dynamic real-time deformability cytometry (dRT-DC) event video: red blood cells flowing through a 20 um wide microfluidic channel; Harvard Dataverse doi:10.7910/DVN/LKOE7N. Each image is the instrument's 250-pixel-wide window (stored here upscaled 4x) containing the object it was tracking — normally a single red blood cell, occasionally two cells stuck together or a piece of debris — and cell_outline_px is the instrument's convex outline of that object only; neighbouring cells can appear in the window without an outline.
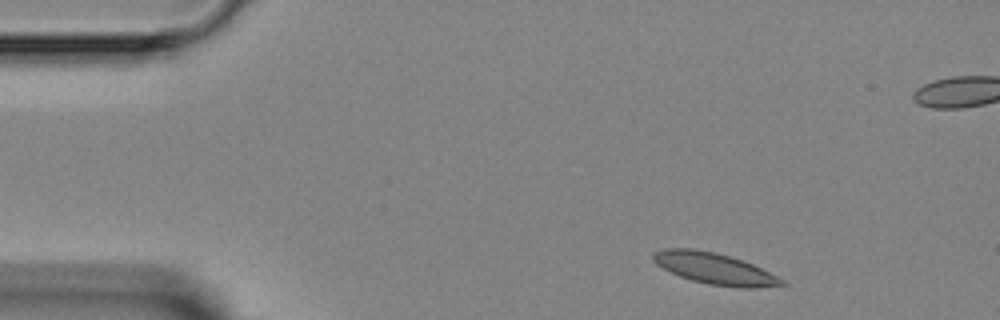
{"species": "Egyptian fruit bat (a non-hibernating species)", "species_latin": "Rousettus aegyptiacus", "temperature_condition": "room temperature", "stored_images_in_passage": 3, "camera_frame_rate_fps": 3000, "um_per_image_px": 0.085, "animal": {"sex": "female"}, "frame": {"image": 1, "passage_image": 1, "time_ms": 0.0, "image_size_px": [1000, 320], "cell_outline_px": [[788, 284], [756, 288], [736, 288], [708, 284], [692, 280], [680, 276], [656, 264], [652, 260], [652, 252], [664, 248], [692, 248], [712, 252], [728, 256], [752, 264], [784, 280]], "centroid_in_image_um": [60.7, 22.83], "position_along_channel_um": 24.3, "area_um2": 23.24}}